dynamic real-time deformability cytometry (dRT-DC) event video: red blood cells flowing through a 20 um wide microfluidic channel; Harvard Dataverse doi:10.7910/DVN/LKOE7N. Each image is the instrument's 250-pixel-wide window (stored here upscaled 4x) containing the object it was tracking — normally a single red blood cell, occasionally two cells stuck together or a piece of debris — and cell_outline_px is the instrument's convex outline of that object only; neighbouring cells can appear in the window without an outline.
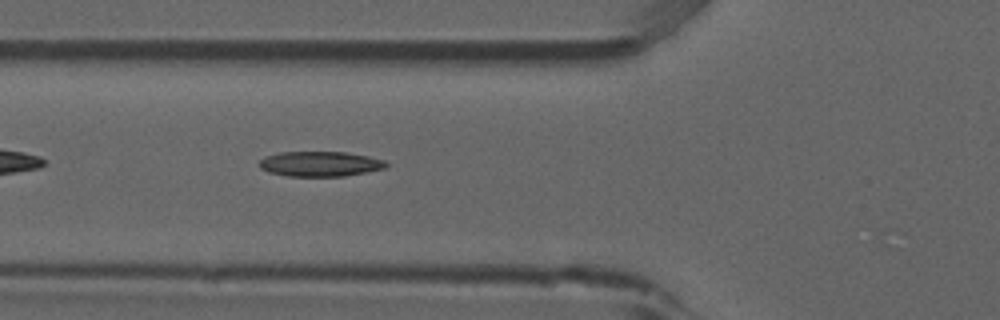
{"species": "common noctule bat (a hibernating species)", "species_latin": "Nyctalus noctula", "temperature_condition": "room temperature", "stored_images_in_passage": 34, "camera_frame_rate_fps": 3000, "um_per_image_px": 0.085, "animal": {"sex": "male", "forearm_length_mm": 52.5}, "frame": {"image": 1, "passage_image": 6, "time_ms": 1.667, "image_size_px": [1000, 320], "cell_outline_px": [[388, 164], [384, 168], [344, 176], [288, 176], [268, 172], [260, 168], [260, 160], [264, 156], [280, 152], [344, 152], [368, 156], [384, 160]], "centroid_in_image_um": [27.17, 13.93], "position_along_channel_um": 98.6, "area_um2": 18.38}}
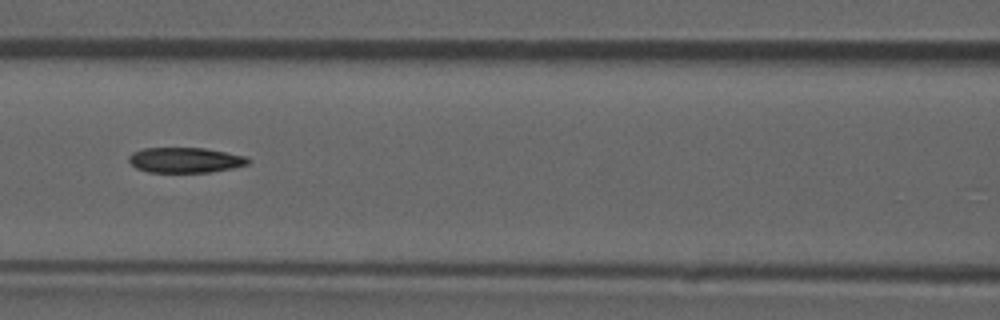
{"frame": {"image": 2, "passage_image": 10, "time_ms": 3.0, "image_size_px": [1000, 320], "cell_outline_px": [[252, 160], [248, 164], [232, 168], [208, 172], [148, 172], [136, 168], [128, 160], [128, 156], [132, 152], [144, 148], [204, 148], [244, 156]], "centroid_in_image_um": [15.71, 13.6], "position_along_channel_um": 150.9, "area_um2": 17.46}, "authors_computed_cell_mechanics": {"area_um2": 18.4093, "velocity_mm_per_s": 3.8868, "shape_relaxation_time_tau1_ms": 10.6656, "shape_relaxation_time_tau2_ms": 7.2219, "deformation_change_tau1": 0.2476, "deformation_change_tau2": 0.154}}